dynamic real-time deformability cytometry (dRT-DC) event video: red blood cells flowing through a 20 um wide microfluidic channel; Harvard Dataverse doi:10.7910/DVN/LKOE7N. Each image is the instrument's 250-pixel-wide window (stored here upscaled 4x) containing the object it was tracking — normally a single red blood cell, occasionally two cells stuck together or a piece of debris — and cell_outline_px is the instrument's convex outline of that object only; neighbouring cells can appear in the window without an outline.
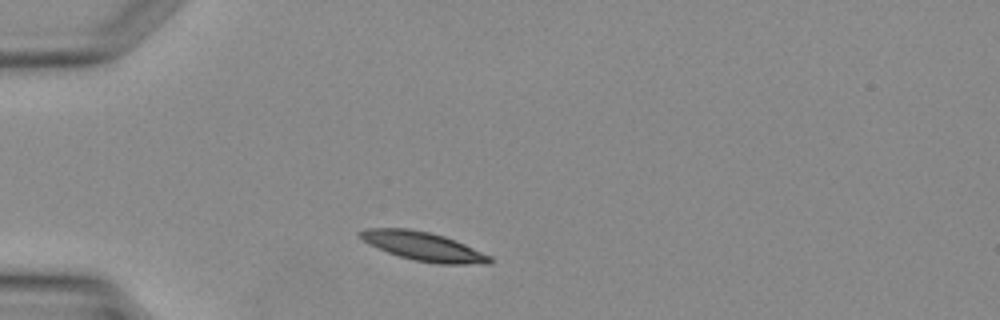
{"species": "Egyptian fruit bat (a non-hibernating species)", "species_latin": "Rousettus aegyptiacus", "temperature_condition": "warm", "stored_images_in_passage": 1, "camera_frame_rate_fps": 3000, "um_per_image_px": 0.085, "animal": {"sex": "female"}, "frame": {"image": 1, "passage_image": 1, "time_ms": 0.0, "image_size_px": [1000, 320], "cell_outline_px": [[492, 260], [488, 264], [440, 264], [416, 260], [400, 256], [376, 248], [368, 244], [356, 232], [364, 228], [408, 228], [428, 232], [444, 236], [464, 244], [492, 256]], "centroid_in_image_um": [35.96, 20.93], "position_along_channel_um": 49.0, "area_um2": 21.62}}